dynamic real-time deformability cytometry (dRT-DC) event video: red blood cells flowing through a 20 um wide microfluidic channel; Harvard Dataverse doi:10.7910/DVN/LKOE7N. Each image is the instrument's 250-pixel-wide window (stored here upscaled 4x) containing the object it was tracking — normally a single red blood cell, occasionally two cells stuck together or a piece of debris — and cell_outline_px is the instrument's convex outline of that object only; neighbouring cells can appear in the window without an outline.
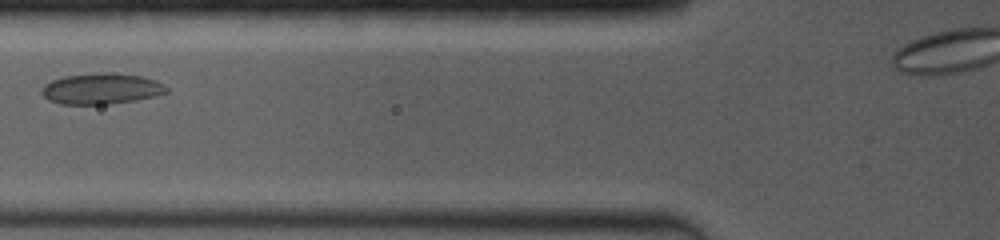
{"species": "common noctule bat (a hibernating species)", "species_latin": "Nyctalus noctula", "temperature_condition": "room temperature", "stored_images_in_passage": 23, "camera_frame_rate_fps": 4000, "um_per_image_px": 0.085, "animal": {"sex": "female", "body_mass_g": 19.0, "forearm_length_mm": 53.3}, "frame": {"image": 1, "passage_image": 6, "time_ms": 2.5, "image_size_px": [1000, 240], "cell_outline_px": [[168, 92], [156, 96], [136, 100], [108, 104], [60, 104], [48, 100], [40, 92], [40, 88], [44, 84], [52, 80], [64, 76], [96, 72], [116, 72], [144, 76], [156, 80], [164, 84], [168, 88]], "centroid_in_image_um": [8.62, 7.52], "position_along_channel_um": 117.2, "area_um2": 22.95}}
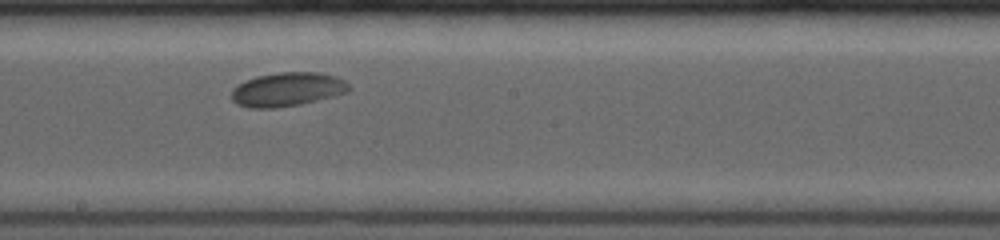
{"frame": {"image": 2, "passage_image": 11, "time_ms": 5.25, "image_size_px": [1000, 240], "cell_outline_px": [[352, 88], [348, 92], [300, 104], [276, 108], [248, 108], [236, 104], [232, 100], [232, 88], [244, 80], [256, 76], [276, 72], [316, 72], [336, 76], [344, 80]], "centroid_in_image_um": [24.39, 7.59], "position_along_channel_um": 223.8, "area_um2": 23.35}}
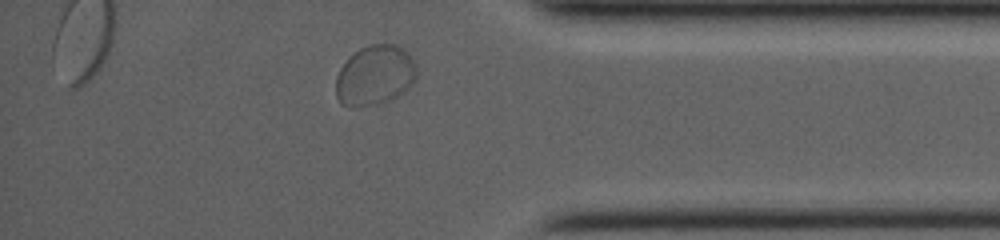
{"frame": {"image": 3, "passage_image": 21, "time_ms": 10.0, "image_size_px": [1000, 240], "cell_outline_px": [[416, 80], [404, 92], [392, 100], [384, 104], [360, 108], [348, 108], [340, 104], [336, 96], [336, 76], [340, 68], [348, 56], [360, 48], [368, 44], [396, 44], [408, 52], [416, 64]], "centroid_in_image_um": [31.85, 6.44], "position_along_channel_um": 403.4, "area_um2": 29.19}, "authors_computed_cell_mechanics": {"area_um2": 23.2356, "velocity_mm_per_s": 3.889, "shape_relaxation_time_tau1_ms": 2.6427, "shape_relaxation_time_tau2_ms": null, "deformation_change_tau1": 0.0685, "deformation_change_tau2": null}}